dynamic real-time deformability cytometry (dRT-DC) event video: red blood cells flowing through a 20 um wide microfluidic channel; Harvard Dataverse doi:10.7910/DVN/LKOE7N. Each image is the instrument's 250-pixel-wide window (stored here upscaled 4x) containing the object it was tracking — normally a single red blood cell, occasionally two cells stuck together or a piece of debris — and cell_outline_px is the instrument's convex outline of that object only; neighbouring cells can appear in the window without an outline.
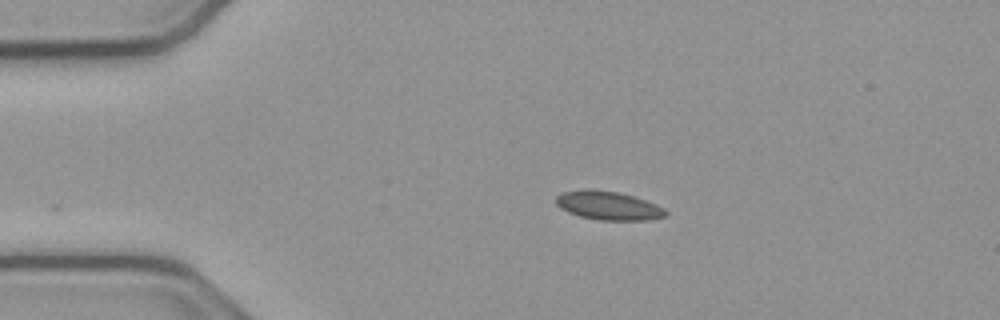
{"species": "common noctule bat (a hibernating species)", "species_latin": "Nyctalus noctula", "temperature_condition": "cold", "stored_images_in_passage": 44, "camera_frame_rate_fps": 3000, "um_per_image_px": 0.085, "animal": {"sex": "male", "body_mass_g": 23.1, "forearm_length_mm": 52.7}, "frame": {"image": 1, "passage_image": 1, "time_ms": 0.0, "image_size_px": [1000, 320], "cell_outline_px": [[668, 216], [648, 220], [600, 220], [580, 216], [568, 212], [560, 208], [556, 204], [556, 196], [564, 192], [584, 188], [588, 188], [620, 192], [656, 204], [664, 208], [668, 212]], "centroid_in_image_um": [51.71, 17.47], "position_along_channel_um": 33.3, "area_um2": 18.44}}
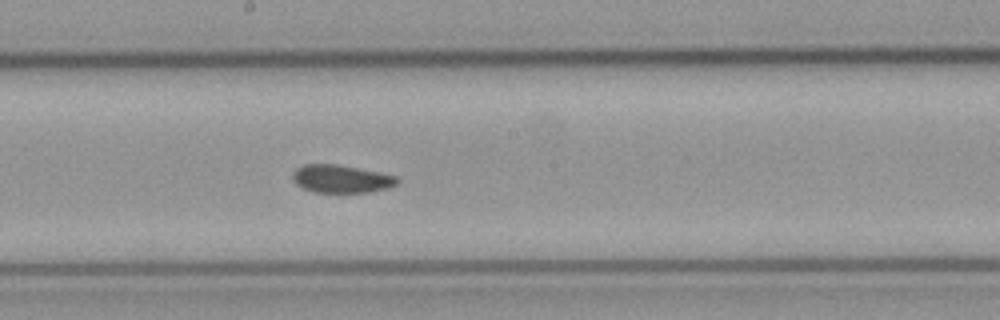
{"frame": {"image": 2, "passage_image": 19, "time_ms": 6.0, "image_size_px": [1000, 320], "cell_outline_px": [[400, 180], [396, 184], [388, 188], [372, 192], [312, 192], [296, 184], [292, 180], [292, 172], [296, 168], [304, 164], [336, 164], [380, 172], [396, 176]], "centroid_in_image_um": [28.99, 15.2], "position_along_channel_um": 219.2, "area_um2": 17.11}}
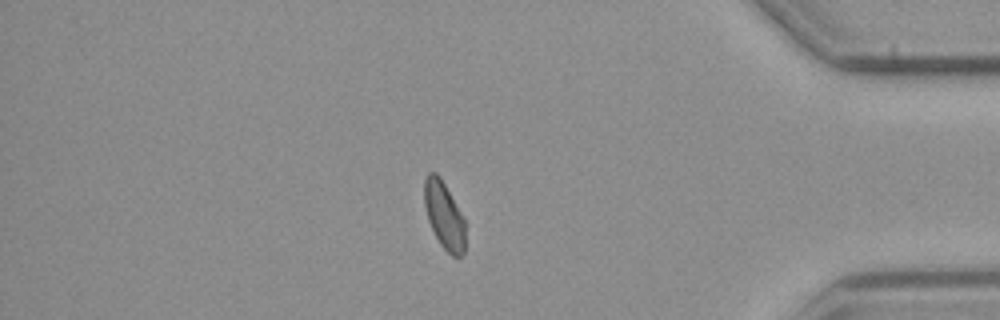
{"frame": {"image": 3, "passage_image": 36, "time_ms": 11.667, "image_size_px": [1000, 320], "cell_outline_px": [[464, 252], [460, 256], [452, 256], [440, 244], [428, 220], [424, 204], [424, 180], [428, 172], [436, 172], [440, 176], [460, 212], [464, 220]], "centroid_in_image_um": [37.72, 18.27], "position_along_channel_um": 397.5, "area_um2": 15.72}, "authors_computed_cell_mechanics": {"area_um2": 17.3978, "velocity_mm_per_s": 3.7891, "shape_relaxation_time_tau1_ms": 10.2434, "shape_relaxation_time_tau2_ms": 4.6293, "deformation_change_tau1": 0.127, "deformation_change_tau2": 0.0636}}